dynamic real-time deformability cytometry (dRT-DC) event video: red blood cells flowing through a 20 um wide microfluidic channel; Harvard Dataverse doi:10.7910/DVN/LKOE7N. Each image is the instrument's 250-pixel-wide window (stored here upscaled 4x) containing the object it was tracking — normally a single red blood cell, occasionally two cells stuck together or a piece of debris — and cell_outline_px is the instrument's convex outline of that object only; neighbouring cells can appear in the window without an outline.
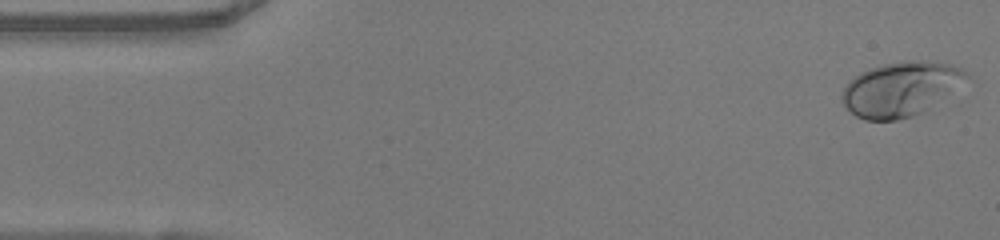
{"species": "human", "species_latin": "Homo sapiens", "temperature_condition": "warm", "stored_images_in_passage": 49, "camera_frame_rate_fps": 3000, "um_per_image_px": 0.085, "donor": {"sex": "female"}, "frame": {"image": 1, "passage_image": 1, "time_ms": 0.0, "image_size_px": [1000, 240], "cell_outline_px": [[968, 76], [920, 112], [912, 116], [896, 120], [864, 120], [856, 116], [844, 104], [840, 96], [844, 88], [860, 72], [884, 64], [904, 60], [924, 60], [948, 64], [960, 68]], "centroid_in_image_um": [76.44, 7.55], "position_along_channel_um": 8.6, "area_um2": 37.86}}
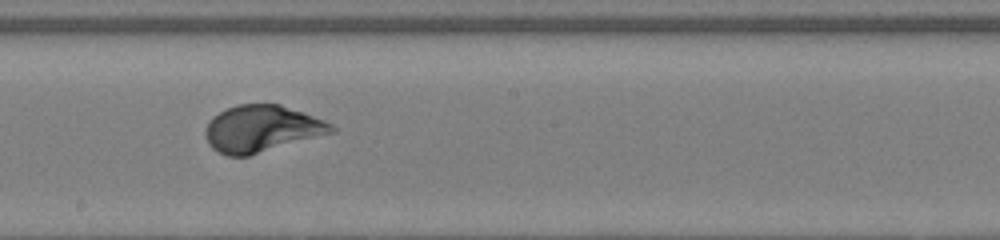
{"frame": {"image": 2, "passage_image": 26, "time_ms": 8.333, "image_size_px": [1000, 240], "cell_outline_px": [[336, 132], [248, 156], [228, 156], [212, 148], [208, 144], [204, 136], [204, 128], [212, 116], [236, 104], [280, 104], [324, 120], [332, 124], [336, 128]], "centroid_in_image_um": [22.23, 10.95], "position_along_channel_um": 226.0, "area_um2": 34.45}}
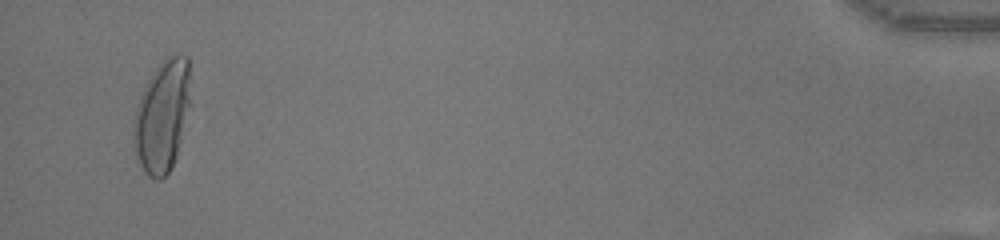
{"frame": {"image": 3, "passage_image": 47, "time_ms": 15.333, "image_size_px": [1000, 240], "cell_outline_px": [[192, 104], [176, 156], [168, 172], [160, 180], [156, 180], [148, 176], [144, 172], [136, 156], [132, 136], [132, 128], [136, 108], [140, 96], [148, 80], [156, 68], [168, 56], [188, 56]], "centroid_in_image_um": [13.8, 9.88], "position_along_channel_um": 421.4, "area_um2": 37.4}, "authors_computed_cell_mechanics": {"area_um2": 33.9864, "velocity_mm_per_s": 4.0733, "shape_relaxation_time_tau1_ms": 3.9757, "shape_relaxation_time_tau2_ms": null, "deformation_change_tau1": 0.2082, "deformation_change_tau2": null}}